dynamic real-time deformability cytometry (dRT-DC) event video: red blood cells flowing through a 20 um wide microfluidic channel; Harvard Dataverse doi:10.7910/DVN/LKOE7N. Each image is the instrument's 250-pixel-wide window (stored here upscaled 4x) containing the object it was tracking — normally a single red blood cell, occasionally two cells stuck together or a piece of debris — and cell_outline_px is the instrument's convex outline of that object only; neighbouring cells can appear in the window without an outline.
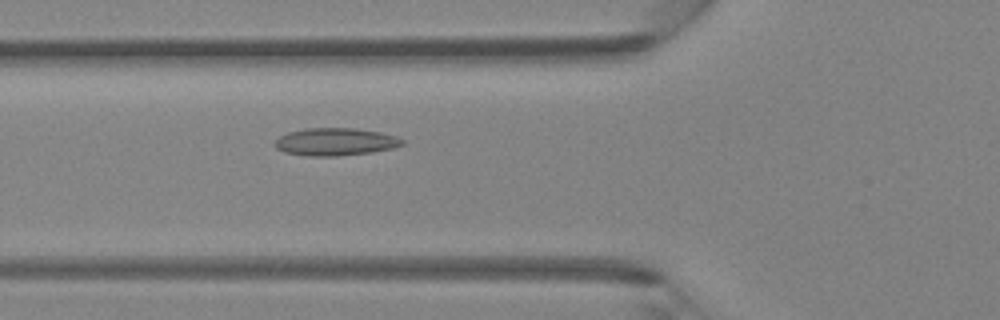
{"species": "Egyptian fruit bat (a non-hibernating species)", "species_latin": "Rousettus aegyptiacus", "temperature_condition": "room temperature", "stored_images_in_passage": 35, "camera_frame_rate_fps": 3000, "um_per_image_px": 0.085, "animal": {"sex": "female"}, "frame": {"image": 1, "passage_image": 17, "time_ms": 5.333, "image_size_px": [1000, 320], "cell_outline_px": [[404, 144], [392, 148], [372, 152], [336, 156], [304, 156], [284, 152], [276, 148], [272, 144], [280, 136], [288, 132], [304, 128], [352, 128], [380, 132], [396, 136], [404, 140]], "centroid_in_image_um": [28.47, 12.05], "position_along_channel_um": 97.3, "area_um2": 20.58}}
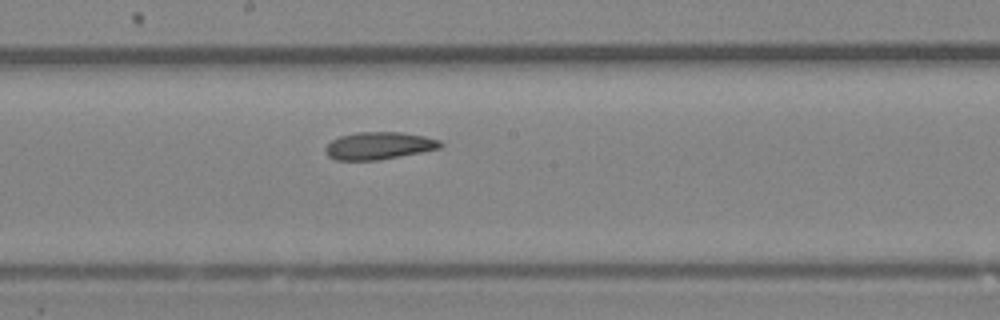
{"frame": {"image": 2, "passage_image": 25, "time_ms": 8.0, "image_size_px": [1000, 320], "cell_outline_px": [[444, 144], [440, 148], [380, 160], [336, 160], [328, 156], [324, 152], [324, 148], [332, 140], [340, 136], [356, 132], [404, 132], [424, 136], [440, 140]], "centroid_in_image_um": [32.2, 12.38], "position_along_channel_um": 216.0, "area_um2": 18.44}}
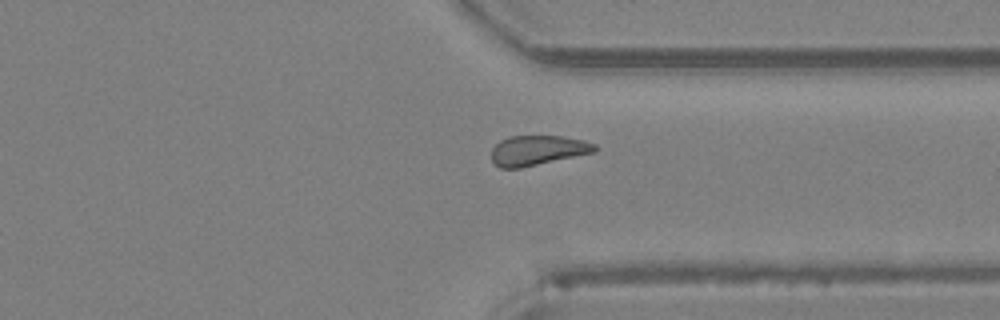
{"frame": {"image": 3, "passage_image": 35, "time_ms": 11.333, "image_size_px": [1000, 320], "cell_outline_px": [[600, 148], [596, 152], [520, 168], [500, 168], [492, 160], [492, 148], [500, 140], [508, 136], [560, 136], [584, 140], [596, 144]], "centroid_in_image_um": [45.73, 12.77], "position_along_channel_um": 365.7, "area_um2": 18.09}}